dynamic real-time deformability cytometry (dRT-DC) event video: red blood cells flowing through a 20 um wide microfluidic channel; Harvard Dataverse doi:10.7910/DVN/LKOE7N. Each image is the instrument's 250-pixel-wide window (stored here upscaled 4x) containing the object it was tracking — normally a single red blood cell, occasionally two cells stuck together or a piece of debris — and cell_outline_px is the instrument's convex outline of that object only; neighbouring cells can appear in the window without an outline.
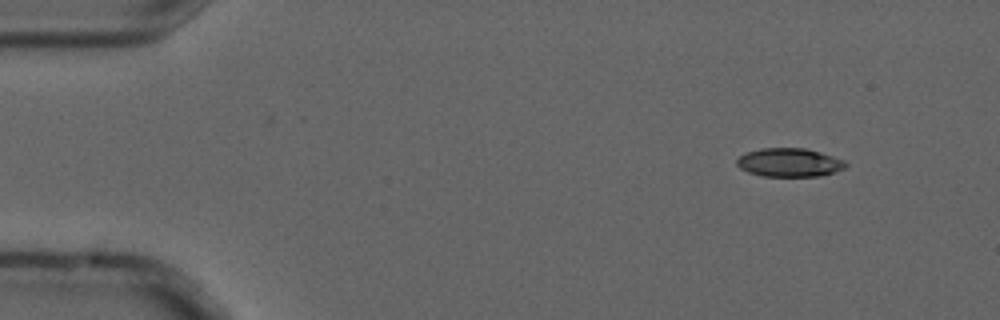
{"species": "common noctule bat (a hibernating species)", "species_latin": "Nyctalus noctula", "temperature_condition": "cold", "stored_images_in_passage": 4, "segment_of_instrument_passage": [1, 2], "camera_frame_rate_fps": 3000, "um_per_image_px": 0.085, "animal": {"sex": "male", "forearm_length_mm": 52.5}, "frame": {"image": 1, "passage_image": 1, "time_ms": 0.0, "image_size_px": [1000, 320], "cell_outline_px": [[848, 164], [844, 168], [836, 172], [820, 176], [760, 176], [748, 172], [740, 168], [736, 164], [736, 160], [740, 156], [748, 152], [760, 148], [804, 148], [820, 152], [844, 160]], "centroid_in_image_um": [67.1, 13.82], "position_along_channel_um": 17.9, "area_um2": 18.15}}